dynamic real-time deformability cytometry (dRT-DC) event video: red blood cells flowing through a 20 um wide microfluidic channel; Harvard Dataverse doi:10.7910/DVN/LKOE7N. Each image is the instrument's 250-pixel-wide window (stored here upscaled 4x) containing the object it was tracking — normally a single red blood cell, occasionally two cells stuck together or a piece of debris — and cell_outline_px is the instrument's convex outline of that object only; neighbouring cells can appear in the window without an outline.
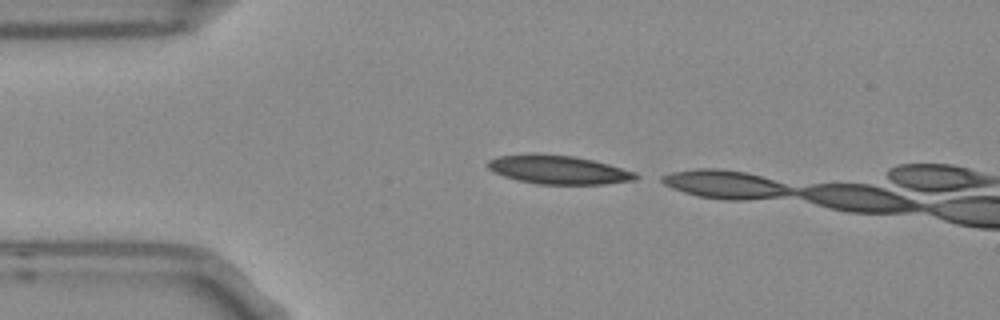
{"species": "Egyptian fruit bat (a non-hibernating species)", "species_latin": "Rousettus aegyptiacus", "temperature_condition": "room temperature", "stored_images_in_passage": 2, "camera_frame_rate_fps": 3000, "um_per_image_px": 0.085, "frame": {"image": 1, "passage_image": 1, "time_ms": 0.0, "image_size_px": [1000, 320], "cell_outline_px": [[644, 176], [636, 180], [604, 184], [536, 184], [516, 180], [504, 176], [488, 168], [484, 164], [488, 160], [496, 156], [572, 156], [592, 160], [608, 164], [636, 172]], "centroid_in_image_um": [47.55, 14.47], "position_along_channel_um": 37.5, "area_um2": 24.1}}